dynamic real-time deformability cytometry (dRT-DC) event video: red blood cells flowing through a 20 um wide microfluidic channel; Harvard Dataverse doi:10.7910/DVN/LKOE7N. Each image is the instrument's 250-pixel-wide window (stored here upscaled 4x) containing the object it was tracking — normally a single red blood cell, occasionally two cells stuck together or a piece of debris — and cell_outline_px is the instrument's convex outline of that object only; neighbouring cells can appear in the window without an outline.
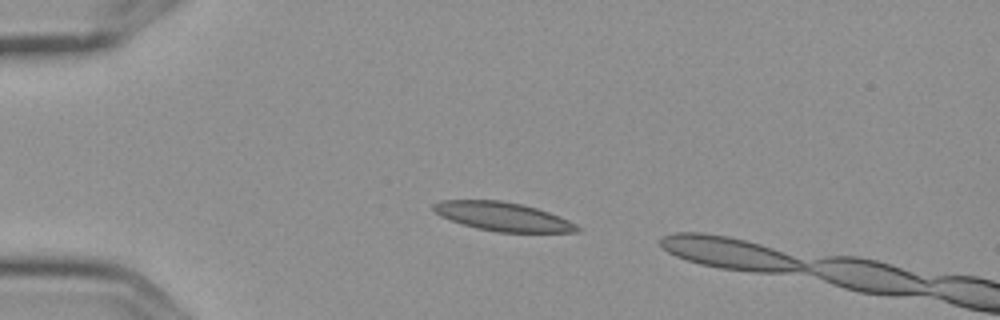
{"species": "Egyptian fruit bat (a non-hibernating species)", "species_latin": "Rousettus aegyptiacus", "temperature_condition": "cold", "stored_images_in_passage": 4, "camera_frame_rate_fps": 3000, "um_per_image_px": 0.085, "frame": {"image": 1, "passage_image": 2, "time_ms": 0.333, "image_size_px": [1000, 320], "cell_outline_px": [[580, 232], [496, 232], [476, 228], [440, 216], [432, 208], [432, 204], [440, 200], [500, 200], [520, 204], [536, 208], [560, 216], [576, 224], [580, 228]], "centroid_in_image_um": [42.74, 18.41], "position_along_channel_um": 42.3, "area_um2": 23.93}}